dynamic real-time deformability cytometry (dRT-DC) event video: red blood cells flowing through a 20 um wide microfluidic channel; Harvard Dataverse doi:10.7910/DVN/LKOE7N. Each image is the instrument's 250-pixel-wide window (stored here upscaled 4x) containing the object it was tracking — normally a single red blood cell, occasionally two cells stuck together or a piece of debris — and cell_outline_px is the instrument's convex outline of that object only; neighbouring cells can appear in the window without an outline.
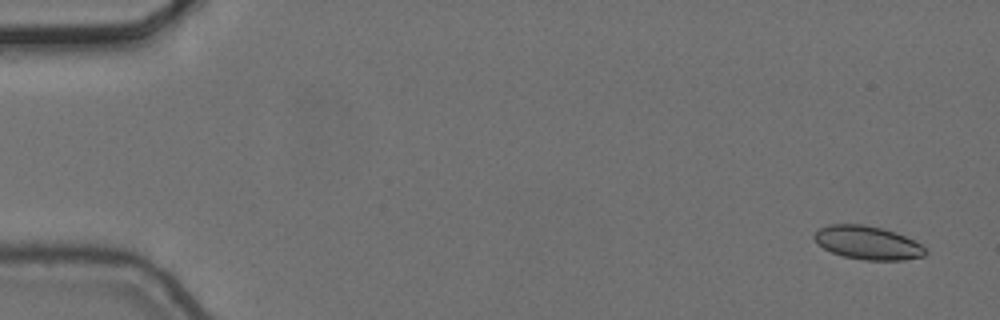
{"species": "common noctule bat (a hibernating species)", "species_latin": "Nyctalus noctula", "temperature_condition": "cold", "stored_images_in_passage": 4, "camera_frame_rate_fps": 3000, "um_per_image_px": 0.085, "animal": {"sex": "female", "body_mass_g": 24.6, "forearm_length_mm": 56.2}, "frame": {"image": 1, "passage_image": 1, "time_ms": 0.0, "image_size_px": [1000, 320], "cell_outline_px": [[928, 252], [924, 256], [904, 260], [864, 260], [844, 256], [832, 252], [824, 248], [812, 236], [820, 228], [828, 224], [864, 224], [896, 232], [920, 244]], "centroid_in_image_um": [73.75, 20.63], "position_along_channel_um": 11.2, "area_um2": 21.44}}